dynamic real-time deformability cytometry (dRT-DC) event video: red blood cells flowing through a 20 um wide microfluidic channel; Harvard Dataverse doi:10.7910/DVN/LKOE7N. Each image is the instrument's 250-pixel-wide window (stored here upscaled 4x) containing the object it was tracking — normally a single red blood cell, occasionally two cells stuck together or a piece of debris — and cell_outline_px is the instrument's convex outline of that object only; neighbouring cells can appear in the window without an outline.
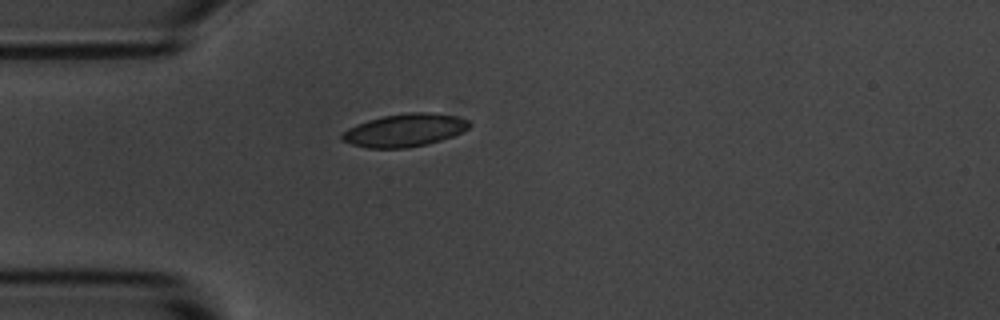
{"species": "common noctule bat (a hibernating species)", "species_latin": "Nyctalus noctula", "temperature_condition": "room temperature", "stored_images_in_passage": 5, "camera_frame_rate_fps": 3000, "um_per_image_px": 0.085, "animal": {"sex": "male", "body_mass_g": 20.1, "forearm_length_mm": 53.5}, "frame": {"image": 1, "passage_image": 5, "time_ms": 5.333, "image_size_px": [1000, 320], "cell_outline_px": [[472, 124], [468, 128], [452, 136], [440, 140], [408, 148], [368, 148], [352, 144], [340, 140], [340, 136], [348, 128], [368, 120], [384, 116], [408, 112], [428, 112], [456, 116], [468, 120]], "centroid_in_image_um": [34.38, 11.06], "position_along_channel_um": 50.6, "area_um2": 24.16}}